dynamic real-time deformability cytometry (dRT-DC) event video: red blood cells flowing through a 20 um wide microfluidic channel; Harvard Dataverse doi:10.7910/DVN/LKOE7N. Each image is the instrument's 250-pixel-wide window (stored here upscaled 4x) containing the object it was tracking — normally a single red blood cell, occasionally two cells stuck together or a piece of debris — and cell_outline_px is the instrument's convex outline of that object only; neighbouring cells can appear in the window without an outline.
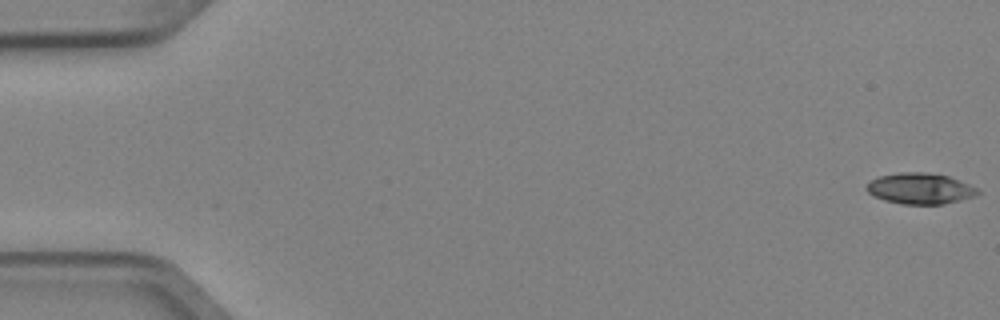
{"species": "Egyptian fruit bat (a non-hibernating species)", "species_latin": "Rousettus aegyptiacus", "temperature_condition": "cold", "stored_images_in_passage": 5, "camera_frame_rate_fps": 3000, "um_per_image_px": 0.085, "animal": {"sex": "female"}, "frame": {"image": 1, "passage_image": 1, "time_ms": 0.0, "image_size_px": [1000, 320], "cell_outline_px": [[980, 192], [976, 196], [944, 204], [900, 204], [884, 200], [872, 196], [864, 188], [872, 180], [880, 176], [900, 172], [924, 172], [948, 176], [960, 180], [980, 188]], "centroid_in_image_um": [78.24, 16.03], "position_along_channel_um": 6.8, "area_um2": 20.23}}
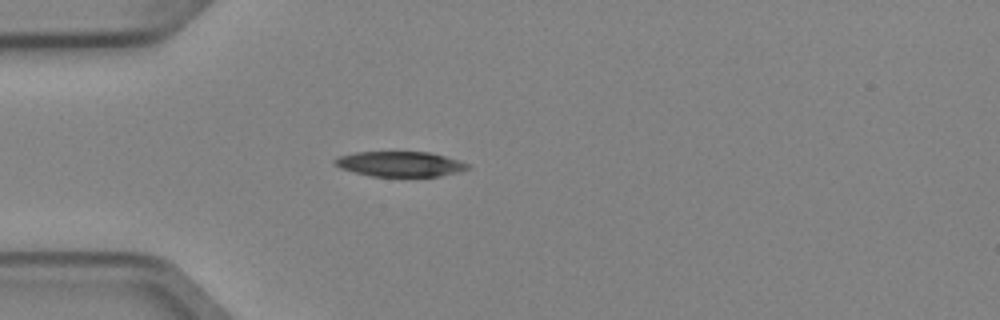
{"frame": {"image": 2, "passage_image": 5, "time_ms": 1.333, "image_size_px": [1000, 320], "cell_outline_px": [[468, 168], [456, 172], [440, 176], [372, 176], [340, 168], [332, 160], [340, 156], [356, 152], [428, 152], [460, 160], [468, 164]], "centroid_in_image_um": [33.99, 13.93], "position_along_channel_um": 51.0, "area_um2": 19.13}}